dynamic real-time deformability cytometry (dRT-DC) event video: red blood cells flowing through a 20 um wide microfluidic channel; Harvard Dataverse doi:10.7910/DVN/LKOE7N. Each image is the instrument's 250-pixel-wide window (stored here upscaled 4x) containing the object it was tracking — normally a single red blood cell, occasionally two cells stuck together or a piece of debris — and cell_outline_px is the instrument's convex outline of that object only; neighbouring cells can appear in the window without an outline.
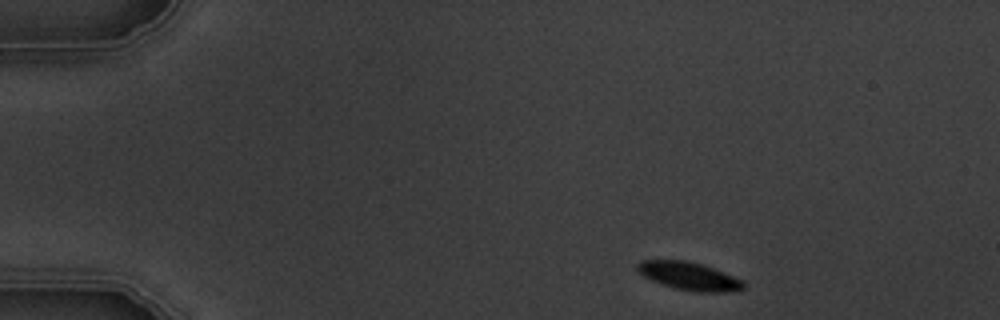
{"species": "common noctule bat (a hibernating species)", "species_latin": "Nyctalus noctula", "temperature_condition": "warm", "stored_images_in_passage": 6, "camera_frame_rate_fps": 3000, "um_per_image_px": 0.085, "animal": {"sex": "male", "body_mass_g": 19.5, "forearm_length_mm": 54.6}, "frame": {"image": 1, "passage_image": 1, "time_ms": 0.0, "image_size_px": [1000, 320], "cell_outline_px": [[744, 288], [740, 292], [692, 292], [676, 288], [652, 280], [644, 276], [636, 268], [636, 264], [640, 260], [688, 260], [712, 268], [732, 276], [740, 280], [744, 284]], "centroid_in_image_um": [58.58, 23.47], "position_along_channel_um": 26.4, "area_um2": 17.17}}
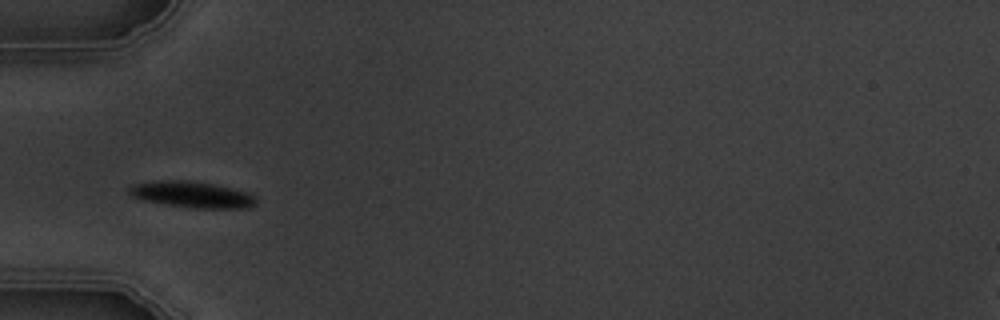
{"frame": {"image": 2, "passage_image": 4, "time_ms": 3.333, "image_size_px": [1000, 320], "cell_outline_px": [[256, 204], [248, 208], [188, 208], [144, 200], [132, 196], [128, 192], [128, 188], [132, 184], [156, 180], [196, 180], [232, 188], [248, 192], [256, 200]], "centroid_in_image_um": [16.3, 16.52], "position_along_channel_um": 68.7, "area_um2": 19.59}}
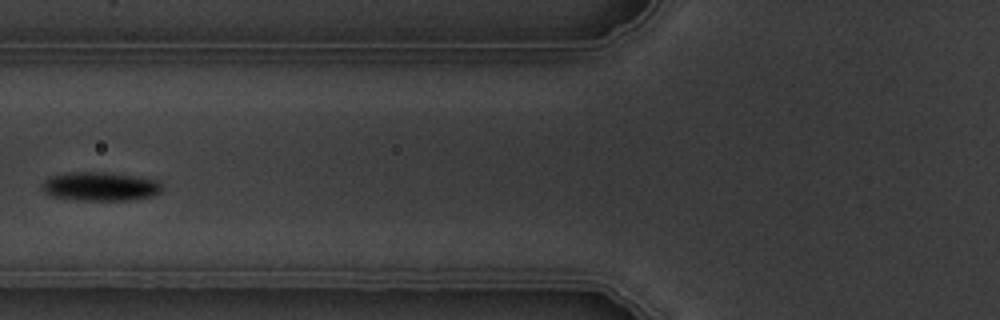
{"frame": {"image": 3, "passage_image": 5, "time_ms": 4.667, "image_size_px": [1000, 320], "cell_outline_px": [[164, 188], [160, 192], [152, 196], [132, 200], [76, 200], [52, 196], [44, 192], [44, 180], [52, 176], [72, 172], [100, 172], [132, 176], [156, 180], [164, 184]], "centroid_in_image_um": [8.57, 15.86], "position_along_channel_um": 117.2, "area_um2": 19.94}}